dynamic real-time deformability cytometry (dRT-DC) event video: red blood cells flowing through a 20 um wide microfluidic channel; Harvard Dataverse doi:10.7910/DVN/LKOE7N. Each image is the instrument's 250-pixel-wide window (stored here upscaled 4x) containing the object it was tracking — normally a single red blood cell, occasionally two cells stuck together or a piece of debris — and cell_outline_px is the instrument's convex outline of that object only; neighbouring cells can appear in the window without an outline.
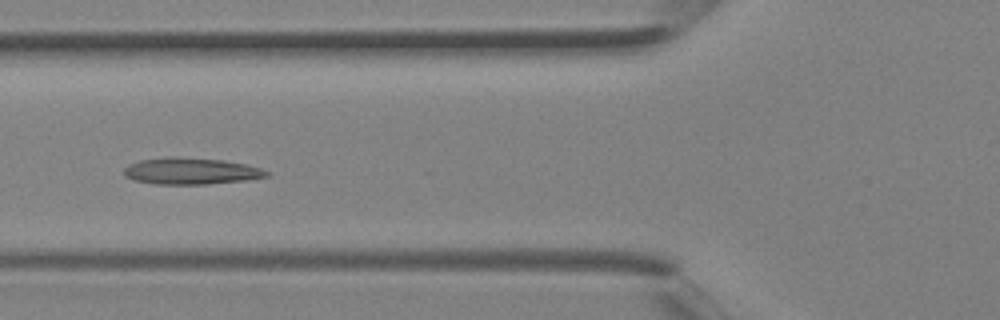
{"species": "Egyptian fruit bat (a non-hibernating species)", "species_latin": "Rousettus aegyptiacus", "temperature_condition": "room temperature", "stored_images_in_passage": 3, "camera_frame_rate_fps": 3000, "um_per_image_px": 0.085, "animal": {"sex": "female"}, "frame": {"image": 1, "passage_image": 3, "time_ms": 0.667, "image_size_px": [1000, 320], "cell_outline_px": [[272, 176], [248, 180], [208, 184], [156, 184], [132, 180], [124, 176], [124, 168], [128, 164], [140, 160], [164, 156], [172, 156], [224, 160], [244, 164], [260, 168], [272, 172]], "centroid_in_image_um": [16.24, 14.54], "position_along_channel_um": 109.6, "area_um2": 22.48}}